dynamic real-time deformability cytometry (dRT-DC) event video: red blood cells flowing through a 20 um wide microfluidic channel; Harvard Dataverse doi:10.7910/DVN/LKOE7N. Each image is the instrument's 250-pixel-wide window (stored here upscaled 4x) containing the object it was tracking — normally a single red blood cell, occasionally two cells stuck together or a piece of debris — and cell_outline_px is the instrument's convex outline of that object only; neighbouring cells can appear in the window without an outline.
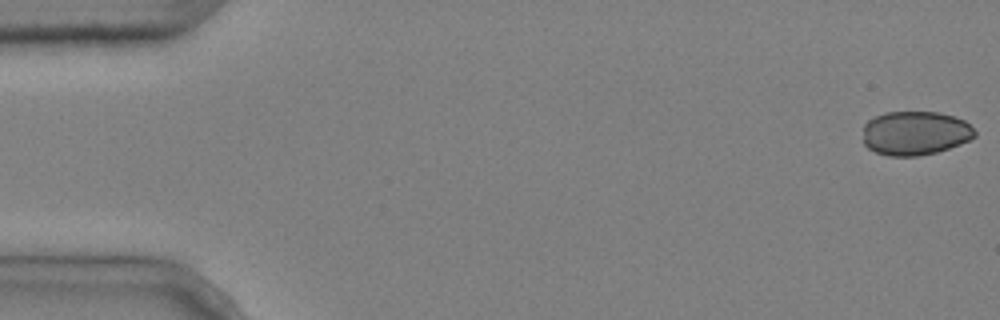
{"species": "common noctule bat (a hibernating species)", "species_latin": "Nyctalus noctula", "temperature_condition": "cold", "stored_images_in_passage": 4, "camera_frame_rate_fps": 3000, "um_per_image_px": 0.085, "animal": {"sex": "male", "body_mass_g": 20.4}, "frame": {"image": 1, "passage_image": 1, "time_ms": 0.0, "image_size_px": [1000, 320], "cell_outline_px": [[976, 136], [960, 144], [936, 152], [916, 156], [888, 156], [876, 152], [868, 148], [864, 144], [864, 124], [868, 120], [884, 112], [940, 112], [964, 120], [976, 132]], "centroid_in_image_um": [77.77, 11.31], "position_along_channel_um": 7.2, "area_um2": 28.61}}